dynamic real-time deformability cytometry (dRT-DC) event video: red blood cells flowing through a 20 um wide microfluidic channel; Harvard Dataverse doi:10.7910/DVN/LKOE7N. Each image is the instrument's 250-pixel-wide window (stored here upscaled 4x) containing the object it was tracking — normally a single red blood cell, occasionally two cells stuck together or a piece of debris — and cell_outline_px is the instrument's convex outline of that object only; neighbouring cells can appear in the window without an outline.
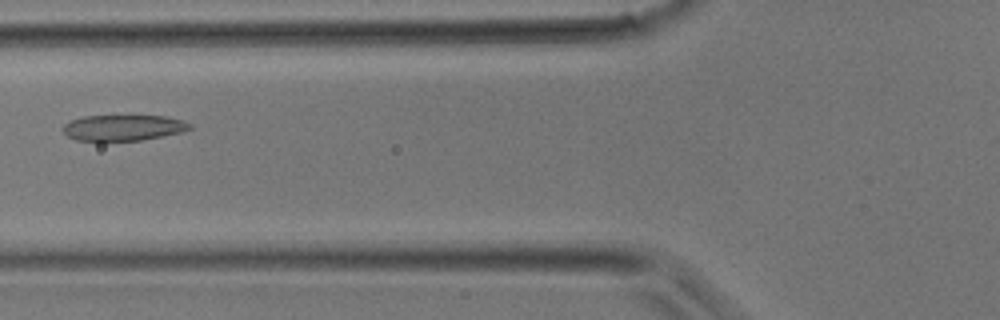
{"species": "common noctule bat (a hibernating species)", "species_latin": "Nyctalus noctula", "temperature_condition": "room temperature", "stored_images_in_passage": 31, "camera_frame_rate_fps": 3000, "um_per_image_px": 0.085, "animal": {"sex": "male", "body_mass_g": 17.9}, "frame": {"image": 1, "passage_image": 9, "time_ms": 2.667, "image_size_px": [1000, 320], "cell_outline_px": [[192, 128], [180, 132], [140, 140], [76, 140], [68, 136], [64, 132], [64, 124], [72, 120], [84, 116], [168, 116], [184, 120], [192, 124]], "centroid_in_image_um": [10.52, 10.84], "position_along_channel_um": 115.3, "area_um2": 18.79}}
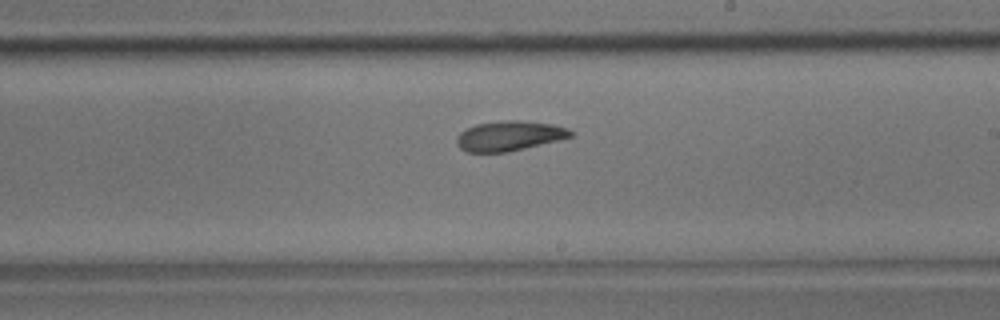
{"frame": {"image": 2, "passage_image": 16, "time_ms": 5.0, "image_size_px": [1000, 320], "cell_outline_px": [[572, 136], [508, 152], [468, 152], [460, 148], [456, 144], [456, 136], [460, 132], [476, 124], [508, 120], [520, 120], [552, 124], [568, 128], [572, 132]], "centroid_in_image_um": [43.25, 11.55], "position_along_channel_um": 245.8, "area_um2": 19.59}}
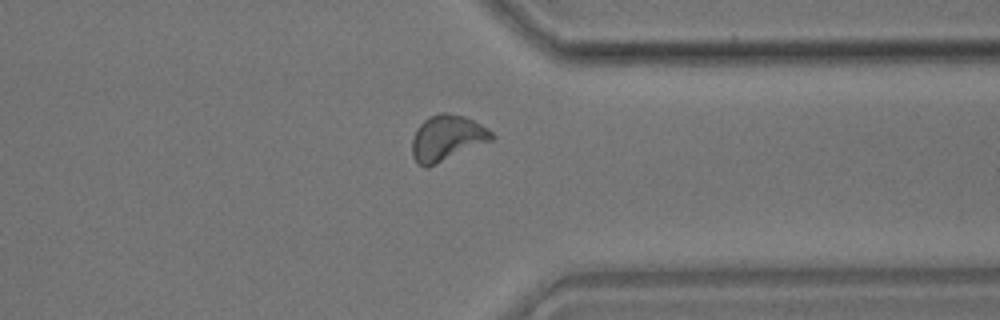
{"frame": {"image": 3, "passage_image": 23, "time_ms": 7.333, "image_size_px": [1000, 320], "cell_outline_px": [[496, 136], [492, 140], [432, 164], [416, 164], [412, 156], [412, 140], [416, 128], [424, 120], [440, 112], [444, 112], [464, 116], [480, 124], [492, 132]], "centroid_in_image_um": [37.98, 11.69], "position_along_channel_um": 373.4, "area_um2": 20.46}}